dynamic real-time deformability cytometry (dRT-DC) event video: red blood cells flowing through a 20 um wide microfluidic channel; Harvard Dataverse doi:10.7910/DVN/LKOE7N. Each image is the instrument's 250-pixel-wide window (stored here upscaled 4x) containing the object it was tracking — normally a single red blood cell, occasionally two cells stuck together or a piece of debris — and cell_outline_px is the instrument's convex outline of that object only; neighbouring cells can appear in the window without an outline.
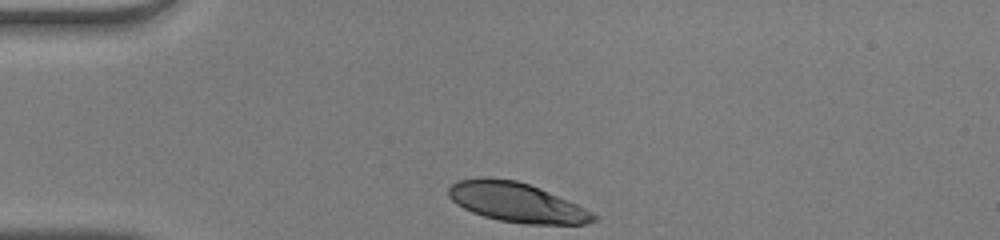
{"species": "human", "species_latin": "Homo sapiens", "temperature_condition": "warm", "stored_images_in_passage": 30, "camera_frame_rate_fps": 3000, "um_per_image_px": 0.085, "donor": {"sex": "male"}, "frame": {"image": 1, "passage_image": 1, "time_ms": 0.0, "image_size_px": [1000, 240], "cell_outline_px": [[596, 220], [584, 224], [524, 224], [500, 220], [484, 216], [472, 212], [456, 204], [448, 196], [448, 188], [456, 180], [484, 176], [516, 180], [540, 188], [576, 204], [592, 212], [596, 216]], "centroid_in_image_um": [43.86, 17.18], "position_along_channel_um": 41.1, "area_um2": 33.29}}
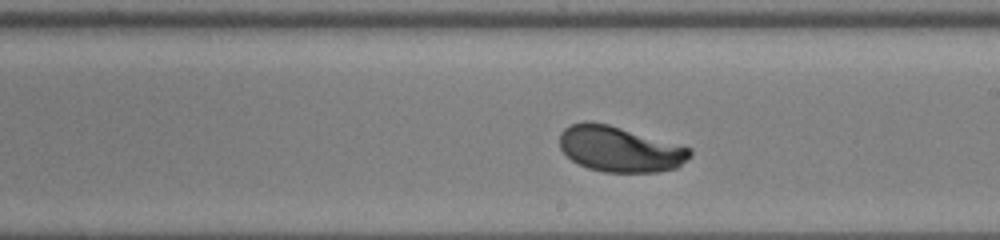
{"frame": {"image": 2, "passage_image": 18, "time_ms": 5.667, "image_size_px": [1000, 240], "cell_outline_px": [[692, 156], [676, 168], [656, 172], [604, 172], [588, 168], [572, 160], [560, 148], [560, 132], [564, 128], [572, 124], [584, 120], [592, 120], [608, 124], [692, 148]], "centroid_in_image_um": [52.68, 12.66], "position_along_channel_um": 236.3, "area_um2": 34.68}}
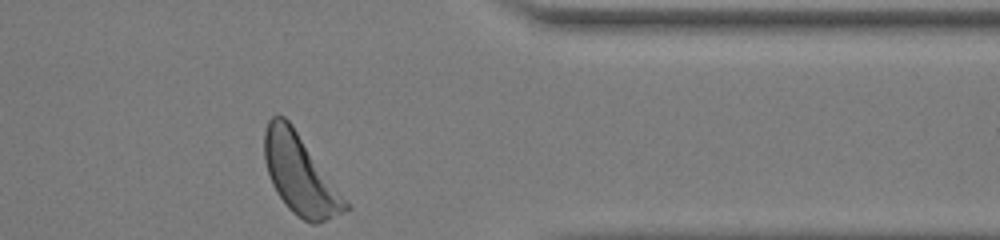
{"frame": {"image": 3, "passage_image": 30, "time_ms": 9.667, "image_size_px": [1000, 240], "cell_outline_px": [[352, 208], [316, 224], [312, 224], [304, 220], [292, 212], [288, 208], [276, 192], [272, 184], [264, 160], [264, 132], [268, 120], [272, 116], [284, 116], [292, 124], [352, 204]], "centroid_in_image_um": [25.54, 14.83], "position_along_channel_um": 385.9, "area_um2": 37.86}, "authors_computed_cell_mechanics": {"area_um2": 35.0846, "velocity_mm_per_s": 4.0548, "shape_relaxation_time_tau1_ms": 2.2443, "shape_relaxation_time_tau2_ms": null, "deformation_change_tau1": 0.156, "deformation_change_tau2": null}}